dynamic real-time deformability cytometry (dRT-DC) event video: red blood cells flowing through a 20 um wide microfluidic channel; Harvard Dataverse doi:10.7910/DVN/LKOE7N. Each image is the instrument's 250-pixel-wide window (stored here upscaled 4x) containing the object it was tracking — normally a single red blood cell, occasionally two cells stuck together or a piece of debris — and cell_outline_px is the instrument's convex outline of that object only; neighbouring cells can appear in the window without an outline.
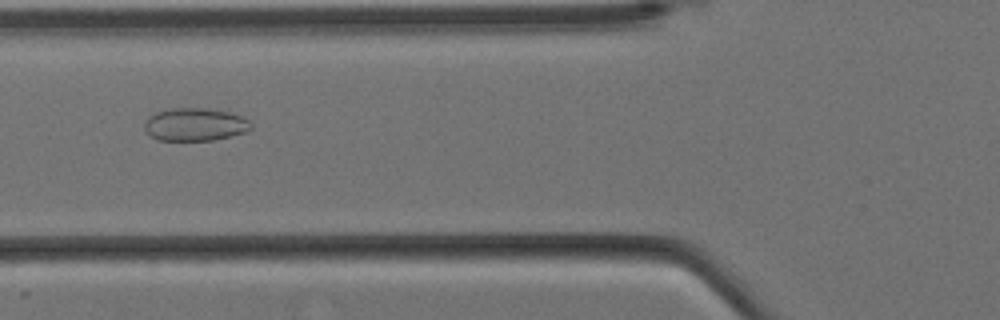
{"species": "Egyptian fruit bat (a non-hibernating species)", "species_latin": "Rousettus aegyptiacus", "temperature_condition": "cold", "stored_images_in_passage": 3, "camera_frame_rate_fps": 3000, "um_per_image_px": 0.085, "animal": {"sex": "female"}, "frame": {"image": 1, "passage_image": 2, "time_ms": 0.333, "image_size_px": [1000, 320], "cell_outline_px": [[252, 128], [244, 132], [212, 140], [156, 140], [144, 128], [144, 124], [148, 116], [156, 112], [168, 108], [204, 108], [228, 112], [240, 116], [248, 120], [252, 124]], "centroid_in_image_um": [16.54, 10.57], "position_along_channel_um": 109.3, "area_um2": 20.23}}